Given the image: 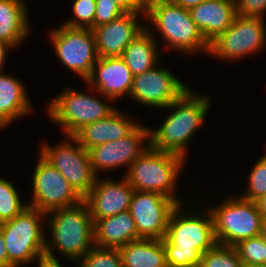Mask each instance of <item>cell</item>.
<instances>
[{
  "mask_svg": "<svg viewBox=\"0 0 266 267\" xmlns=\"http://www.w3.org/2000/svg\"><path fill=\"white\" fill-rule=\"evenodd\" d=\"M134 191L124 176L121 181L97 177L83 201L87 204L92 220L95 221L129 211Z\"/></svg>",
  "mask_w": 266,
  "mask_h": 267,
  "instance_id": "cell-16",
  "label": "cell"
},
{
  "mask_svg": "<svg viewBox=\"0 0 266 267\" xmlns=\"http://www.w3.org/2000/svg\"><path fill=\"white\" fill-rule=\"evenodd\" d=\"M132 82V72L122 57H99L85 84L97 96L114 101L123 96L129 97Z\"/></svg>",
  "mask_w": 266,
  "mask_h": 267,
  "instance_id": "cell-17",
  "label": "cell"
},
{
  "mask_svg": "<svg viewBox=\"0 0 266 267\" xmlns=\"http://www.w3.org/2000/svg\"><path fill=\"white\" fill-rule=\"evenodd\" d=\"M176 0H145L146 4L159 3V2H175Z\"/></svg>",
  "mask_w": 266,
  "mask_h": 267,
  "instance_id": "cell-40",
  "label": "cell"
},
{
  "mask_svg": "<svg viewBox=\"0 0 266 267\" xmlns=\"http://www.w3.org/2000/svg\"><path fill=\"white\" fill-rule=\"evenodd\" d=\"M237 15L264 18L266 0H235Z\"/></svg>",
  "mask_w": 266,
  "mask_h": 267,
  "instance_id": "cell-33",
  "label": "cell"
},
{
  "mask_svg": "<svg viewBox=\"0 0 266 267\" xmlns=\"http://www.w3.org/2000/svg\"><path fill=\"white\" fill-rule=\"evenodd\" d=\"M150 141V129L138 124L122 139L106 142L89 149L88 153L94 173L99 177V172L102 170L103 172L111 171L121 166H126V170H128L130 164L151 147Z\"/></svg>",
  "mask_w": 266,
  "mask_h": 267,
  "instance_id": "cell-13",
  "label": "cell"
},
{
  "mask_svg": "<svg viewBox=\"0 0 266 267\" xmlns=\"http://www.w3.org/2000/svg\"><path fill=\"white\" fill-rule=\"evenodd\" d=\"M261 235L266 239V219H263L262 222V233Z\"/></svg>",
  "mask_w": 266,
  "mask_h": 267,
  "instance_id": "cell-41",
  "label": "cell"
},
{
  "mask_svg": "<svg viewBox=\"0 0 266 267\" xmlns=\"http://www.w3.org/2000/svg\"><path fill=\"white\" fill-rule=\"evenodd\" d=\"M36 263L38 264V267H63L59 260H52L46 257L39 259Z\"/></svg>",
  "mask_w": 266,
  "mask_h": 267,
  "instance_id": "cell-37",
  "label": "cell"
},
{
  "mask_svg": "<svg viewBox=\"0 0 266 267\" xmlns=\"http://www.w3.org/2000/svg\"><path fill=\"white\" fill-rule=\"evenodd\" d=\"M0 265H8V255L4 243V236L1 224H0Z\"/></svg>",
  "mask_w": 266,
  "mask_h": 267,
  "instance_id": "cell-36",
  "label": "cell"
},
{
  "mask_svg": "<svg viewBox=\"0 0 266 267\" xmlns=\"http://www.w3.org/2000/svg\"><path fill=\"white\" fill-rule=\"evenodd\" d=\"M49 37L63 65L86 81L99 58L93 30L60 24Z\"/></svg>",
  "mask_w": 266,
  "mask_h": 267,
  "instance_id": "cell-11",
  "label": "cell"
},
{
  "mask_svg": "<svg viewBox=\"0 0 266 267\" xmlns=\"http://www.w3.org/2000/svg\"><path fill=\"white\" fill-rule=\"evenodd\" d=\"M124 267H167L162 239H138L119 248Z\"/></svg>",
  "mask_w": 266,
  "mask_h": 267,
  "instance_id": "cell-25",
  "label": "cell"
},
{
  "mask_svg": "<svg viewBox=\"0 0 266 267\" xmlns=\"http://www.w3.org/2000/svg\"><path fill=\"white\" fill-rule=\"evenodd\" d=\"M150 27L138 34L131 43L124 49L122 59L131 70L132 75L136 76L148 71L158 65L159 53L157 39Z\"/></svg>",
  "mask_w": 266,
  "mask_h": 267,
  "instance_id": "cell-24",
  "label": "cell"
},
{
  "mask_svg": "<svg viewBox=\"0 0 266 267\" xmlns=\"http://www.w3.org/2000/svg\"><path fill=\"white\" fill-rule=\"evenodd\" d=\"M183 205H177L172 211L162 239L167 267L199 265L202 254L217 244L210 210L202 208L200 212L194 207L197 213L193 207Z\"/></svg>",
  "mask_w": 266,
  "mask_h": 267,
  "instance_id": "cell-1",
  "label": "cell"
},
{
  "mask_svg": "<svg viewBox=\"0 0 266 267\" xmlns=\"http://www.w3.org/2000/svg\"><path fill=\"white\" fill-rule=\"evenodd\" d=\"M24 86L21 79L0 72V130L33 111Z\"/></svg>",
  "mask_w": 266,
  "mask_h": 267,
  "instance_id": "cell-21",
  "label": "cell"
},
{
  "mask_svg": "<svg viewBox=\"0 0 266 267\" xmlns=\"http://www.w3.org/2000/svg\"><path fill=\"white\" fill-rule=\"evenodd\" d=\"M77 264L78 267H121L122 259L119 248L94 245Z\"/></svg>",
  "mask_w": 266,
  "mask_h": 267,
  "instance_id": "cell-29",
  "label": "cell"
},
{
  "mask_svg": "<svg viewBox=\"0 0 266 267\" xmlns=\"http://www.w3.org/2000/svg\"><path fill=\"white\" fill-rule=\"evenodd\" d=\"M205 0H176L175 3L182 6L185 9H191Z\"/></svg>",
  "mask_w": 266,
  "mask_h": 267,
  "instance_id": "cell-38",
  "label": "cell"
},
{
  "mask_svg": "<svg viewBox=\"0 0 266 267\" xmlns=\"http://www.w3.org/2000/svg\"><path fill=\"white\" fill-rule=\"evenodd\" d=\"M0 267H16V266H13V265H0Z\"/></svg>",
  "mask_w": 266,
  "mask_h": 267,
  "instance_id": "cell-43",
  "label": "cell"
},
{
  "mask_svg": "<svg viewBox=\"0 0 266 267\" xmlns=\"http://www.w3.org/2000/svg\"><path fill=\"white\" fill-rule=\"evenodd\" d=\"M141 239L129 211L94 221V245L120 248L125 244Z\"/></svg>",
  "mask_w": 266,
  "mask_h": 267,
  "instance_id": "cell-22",
  "label": "cell"
},
{
  "mask_svg": "<svg viewBox=\"0 0 266 267\" xmlns=\"http://www.w3.org/2000/svg\"><path fill=\"white\" fill-rule=\"evenodd\" d=\"M67 137V138H66ZM57 146L47 144L40 146V155L56 168L84 198L96 181L89 153L72 135H67Z\"/></svg>",
  "mask_w": 266,
  "mask_h": 267,
  "instance_id": "cell-9",
  "label": "cell"
},
{
  "mask_svg": "<svg viewBox=\"0 0 266 267\" xmlns=\"http://www.w3.org/2000/svg\"><path fill=\"white\" fill-rule=\"evenodd\" d=\"M186 160L180 155L147 149L130 164L124 177L134 190L157 192L174 200L178 205L184 204L177 194V184Z\"/></svg>",
  "mask_w": 266,
  "mask_h": 267,
  "instance_id": "cell-5",
  "label": "cell"
},
{
  "mask_svg": "<svg viewBox=\"0 0 266 267\" xmlns=\"http://www.w3.org/2000/svg\"><path fill=\"white\" fill-rule=\"evenodd\" d=\"M204 267H244L234 246L216 244L202 254Z\"/></svg>",
  "mask_w": 266,
  "mask_h": 267,
  "instance_id": "cell-28",
  "label": "cell"
},
{
  "mask_svg": "<svg viewBox=\"0 0 266 267\" xmlns=\"http://www.w3.org/2000/svg\"><path fill=\"white\" fill-rule=\"evenodd\" d=\"M71 8L74 16L63 25L72 28H94L96 0H74Z\"/></svg>",
  "mask_w": 266,
  "mask_h": 267,
  "instance_id": "cell-31",
  "label": "cell"
},
{
  "mask_svg": "<svg viewBox=\"0 0 266 267\" xmlns=\"http://www.w3.org/2000/svg\"><path fill=\"white\" fill-rule=\"evenodd\" d=\"M28 8L23 0H0V40L14 48L30 35Z\"/></svg>",
  "mask_w": 266,
  "mask_h": 267,
  "instance_id": "cell-23",
  "label": "cell"
},
{
  "mask_svg": "<svg viewBox=\"0 0 266 267\" xmlns=\"http://www.w3.org/2000/svg\"><path fill=\"white\" fill-rule=\"evenodd\" d=\"M189 13L210 45L232 25L237 15L236 2L235 0H205L189 9Z\"/></svg>",
  "mask_w": 266,
  "mask_h": 267,
  "instance_id": "cell-20",
  "label": "cell"
},
{
  "mask_svg": "<svg viewBox=\"0 0 266 267\" xmlns=\"http://www.w3.org/2000/svg\"><path fill=\"white\" fill-rule=\"evenodd\" d=\"M28 203H22L15 186L10 182L0 178V224L12 220L20 214Z\"/></svg>",
  "mask_w": 266,
  "mask_h": 267,
  "instance_id": "cell-26",
  "label": "cell"
},
{
  "mask_svg": "<svg viewBox=\"0 0 266 267\" xmlns=\"http://www.w3.org/2000/svg\"><path fill=\"white\" fill-rule=\"evenodd\" d=\"M129 117L127 113L116 109L108 117L82 126L72 136L88 151L95 146L127 136L138 125Z\"/></svg>",
  "mask_w": 266,
  "mask_h": 267,
  "instance_id": "cell-19",
  "label": "cell"
},
{
  "mask_svg": "<svg viewBox=\"0 0 266 267\" xmlns=\"http://www.w3.org/2000/svg\"><path fill=\"white\" fill-rule=\"evenodd\" d=\"M192 267H204L202 264H199V265H194Z\"/></svg>",
  "mask_w": 266,
  "mask_h": 267,
  "instance_id": "cell-44",
  "label": "cell"
},
{
  "mask_svg": "<svg viewBox=\"0 0 266 267\" xmlns=\"http://www.w3.org/2000/svg\"><path fill=\"white\" fill-rule=\"evenodd\" d=\"M94 95L82 93L72 87L63 90L59 96L48 102L47 115L50 120L61 127L62 133L73 135L82 126L108 117L117 108L108 105Z\"/></svg>",
  "mask_w": 266,
  "mask_h": 267,
  "instance_id": "cell-8",
  "label": "cell"
},
{
  "mask_svg": "<svg viewBox=\"0 0 266 267\" xmlns=\"http://www.w3.org/2000/svg\"><path fill=\"white\" fill-rule=\"evenodd\" d=\"M234 247L244 267L266 264V239L262 235L244 239Z\"/></svg>",
  "mask_w": 266,
  "mask_h": 267,
  "instance_id": "cell-27",
  "label": "cell"
},
{
  "mask_svg": "<svg viewBox=\"0 0 266 267\" xmlns=\"http://www.w3.org/2000/svg\"><path fill=\"white\" fill-rule=\"evenodd\" d=\"M228 196L218 205L207 207L213 217L217 243L234 246L244 239L261 235L263 219L256 202L240 195Z\"/></svg>",
  "mask_w": 266,
  "mask_h": 267,
  "instance_id": "cell-7",
  "label": "cell"
},
{
  "mask_svg": "<svg viewBox=\"0 0 266 267\" xmlns=\"http://www.w3.org/2000/svg\"><path fill=\"white\" fill-rule=\"evenodd\" d=\"M264 18L236 15L232 25L210 44L209 55L222 61L245 58L266 49Z\"/></svg>",
  "mask_w": 266,
  "mask_h": 267,
  "instance_id": "cell-10",
  "label": "cell"
},
{
  "mask_svg": "<svg viewBox=\"0 0 266 267\" xmlns=\"http://www.w3.org/2000/svg\"><path fill=\"white\" fill-rule=\"evenodd\" d=\"M124 12H146L145 0H113Z\"/></svg>",
  "mask_w": 266,
  "mask_h": 267,
  "instance_id": "cell-34",
  "label": "cell"
},
{
  "mask_svg": "<svg viewBox=\"0 0 266 267\" xmlns=\"http://www.w3.org/2000/svg\"><path fill=\"white\" fill-rule=\"evenodd\" d=\"M1 225L8 265L27 266L45 257V212L28 206L12 220Z\"/></svg>",
  "mask_w": 266,
  "mask_h": 267,
  "instance_id": "cell-6",
  "label": "cell"
},
{
  "mask_svg": "<svg viewBox=\"0 0 266 267\" xmlns=\"http://www.w3.org/2000/svg\"><path fill=\"white\" fill-rule=\"evenodd\" d=\"M177 205L163 194L135 190L129 212L135 222L138 236L143 239H163L170 215Z\"/></svg>",
  "mask_w": 266,
  "mask_h": 267,
  "instance_id": "cell-14",
  "label": "cell"
},
{
  "mask_svg": "<svg viewBox=\"0 0 266 267\" xmlns=\"http://www.w3.org/2000/svg\"><path fill=\"white\" fill-rule=\"evenodd\" d=\"M255 202L262 216V219H266V195L260 197Z\"/></svg>",
  "mask_w": 266,
  "mask_h": 267,
  "instance_id": "cell-39",
  "label": "cell"
},
{
  "mask_svg": "<svg viewBox=\"0 0 266 267\" xmlns=\"http://www.w3.org/2000/svg\"><path fill=\"white\" fill-rule=\"evenodd\" d=\"M32 200L28 206L45 213L59 208L77 205L83 198L69 184L66 178L41 155L35 165L32 177Z\"/></svg>",
  "mask_w": 266,
  "mask_h": 267,
  "instance_id": "cell-12",
  "label": "cell"
},
{
  "mask_svg": "<svg viewBox=\"0 0 266 267\" xmlns=\"http://www.w3.org/2000/svg\"><path fill=\"white\" fill-rule=\"evenodd\" d=\"M141 15L144 21L145 12H125L109 23L94 27L99 57H121L124 49L146 28V24L138 21Z\"/></svg>",
  "mask_w": 266,
  "mask_h": 267,
  "instance_id": "cell-18",
  "label": "cell"
},
{
  "mask_svg": "<svg viewBox=\"0 0 266 267\" xmlns=\"http://www.w3.org/2000/svg\"><path fill=\"white\" fill-rule=\"evenodd\" d=\"M211 98L188 88L166 109L172 110L158 129H150V144L156 150L180 155L187 160V147L194 134L204 125Z\"/></svg>",
  "mask_w": 266,
  "mask_h": 267,
  "instance_id": "cell-2",
  "label": "cell"
},
{
  "mask_svg": "<svg viewBox=\"0 0 266 267\" xmlns=\"http://www.w3.org/2000/svg\"><path fill=\"white\" fill-rule=\"evenodd\" d=\"M247 181L246 193L244 192L240 197L255 202L266 195V154L253 165Z\"/></svg>",
  "mask_w": 266,
  "mask_h": 267,
  "instance_id": "cell-30",
  "label": "cell"
},
{
  "mask_svg": "<svg viewBox=\"0 0 266 267\" xmlns=\"http://www.w3.org/2000/svg\"><path fill=\"white\" fill-rule=\"evenodd\" d=\"M156 65L154 68L133 76L129 98L151 108H166L188 88L169 69Z\"/></svg>",
  "mask_w": 266,
  "mask_h": 267,
  "instance_id": "cell-15",
  "label": "cell"
},
{
  "mask_svg": "<svg viewBox=\"0 0 266 267\" xmlns=\"http://www.w3.org/2000/svg\"><path fill=\"white\" fill-rule=\"evenodd\" d=\"M246 267H266V264L252 265V266H246Z\"/></svg>",
  "mask_w": 266,
  "mask_h": 267,
  "instance_id": "cell-42",
  "label": "cell"
},
{
  "mask_svg": "<svg viewBox=\"0 0 266 267\" xmlns=\"http://www.w3.org/2000/svg\"><path fill=\"white\" fill-rule=\"evenodd\" d=\"M46 226L50 233L46 238V258L57 260L53 251L56 249L77 264L94 246V221L84 201L47 212Z\"/></svg>",
  "mask_w": 266,
  "mask_h": 267,
  "instance_id": "cell-3",
  "label": "cell"
},
{
  "mask_svg": "<svg viewBox=\"0 0 266 267\" xmlns=\"http://www.w3.org/2000/svg\"><path fill=\"white\" fill-rule=\"evenodd\" d=\"M125 12L113 0H96L94 27L109 23Z\"/></svg>",
  "mask_w": 266,
  "mask_h": 267,
  "instance_id": "cell-32",
  "label": "cell"
},
{
  "mask_svg": "<svg viewBox=\"0 0 266 267\" xmlns=\"http://www.w3.org/2000/svg\"><path fill=\"white\" fill-rule=\"evenodd\" d=\"M145 21L159 32L164 44L171 51L195 55L202 51L209 54L210 45L202 36L188 9L175 2L146 4Z\"/></svg>",
  "mask_w": 266,
  "mask_h": 267,
  "instance_id": "cell-4",
  "label": "cell"
},
{
  "mask_svg": "<svg viewBox=\"0 0 266 267\" xmlns=\"http://www.w3.org/2000/svg\"><path fill=\"white\" fill-rule=\"evenodd\" d=\"M11 49H14V47L11 44L0 40V72L3 71L2 69L6 62L7 59L6 57L8 56L7 52L8 50L10 51Z\"/></svg>",
  "mask_w": 266,
  "mask_h": 267,
  "instance_id": "cell-35",
  "label": "cell"
}]
</instances>
